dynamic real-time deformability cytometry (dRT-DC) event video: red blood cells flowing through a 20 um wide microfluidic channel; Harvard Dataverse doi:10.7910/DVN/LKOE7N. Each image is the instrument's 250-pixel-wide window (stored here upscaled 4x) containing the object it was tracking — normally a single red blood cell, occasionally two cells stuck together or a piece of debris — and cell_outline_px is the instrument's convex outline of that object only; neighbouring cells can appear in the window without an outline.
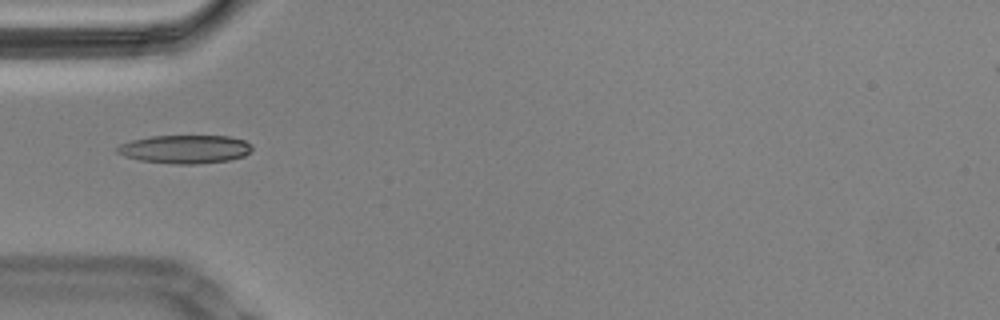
{"species": "Egyptian fruit bat (a non-hibernating species)", "species_latin": "Rousettus aegyptiacus", "temperature_condition": "cold", "stored_images_in_passage": 16, "camera_frame_rate_fps": 3000, "um_per_image_px": 0.085, "animal": {"sex": "male"}, "frame": {"image": 1, "passage_image": 1, "time_ms": 0.0, "image_size_px": [1000, 320], "cell_outline_px": [[252, 148], [244, 156], [228, 160], [196, 164], [172, 164], [140, 160], [124, 156], [116, 152], [116, 148], [120, 144], [132, 140], [152, 136], [228, 136], [244, 140], [252, 144]], "centroid_in_image_um": [15.72, 12.68], "position_along_channel_um": 69.3, "area_um2": 22.25}}